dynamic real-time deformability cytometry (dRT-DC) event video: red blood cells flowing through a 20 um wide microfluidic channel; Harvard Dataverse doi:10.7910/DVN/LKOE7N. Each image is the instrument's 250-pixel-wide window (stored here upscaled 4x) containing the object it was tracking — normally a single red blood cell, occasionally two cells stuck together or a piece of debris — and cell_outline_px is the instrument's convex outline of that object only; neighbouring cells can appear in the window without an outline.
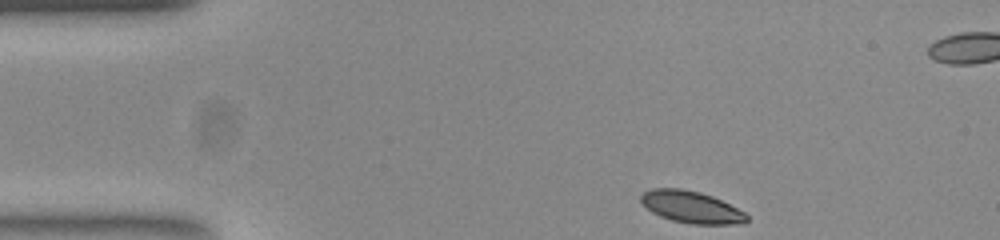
{"species": "common noctule bat (a hibernating species)", "species_latin": "Nyctalus noctula", "temperature_condition": "room temperature", "stored_images_in_passage": 40, "camera_frame_rate_fps": 3000, "um_per_image_px": 0.085, "animal": {"sex": "female", "body_mass_g": 23.0, "forearm_length_mm": 53.4}, "frame": {"image": 1, "passage_image": 1, "time_ms": 0.0, "image_size_px": [1000, 240], "cell_outline_px": [[748, 220], [744, 224], [692, 224], [672, 220], [660, 216], [652, 212], [640, 200], [640, 196], [644, 192], [652, 188], [680, 188], [700, 192], [712, 196], [744, 212], [748, 216]], "centroid_in_image_um": [58.76, 17.6], "position_along_channel_um": 26.2, "area_um2": 19.54}}
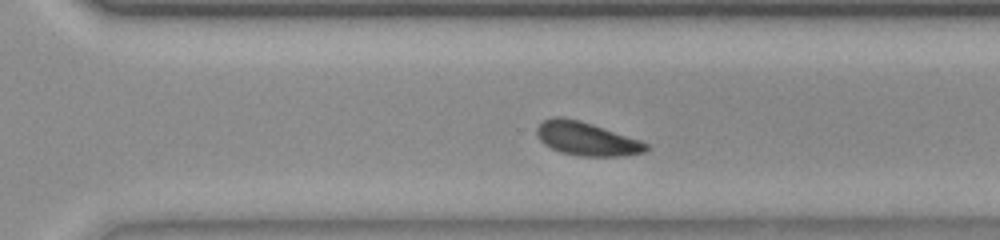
{"frame": {"image": 2, "passage_image": 29, "time_ms": 9.333, "image_size_px": [1000, 240], "cell_outline_px": [[648, 152], [620, 156], [580, 156], [560, 152], [544, 144], [540, 140], [536, 132], [536, 128], [544, 120], [552, 116], [560, 116], [580, 120], [640, 140], [648, 144]], "centroid_in_image_um": [49.85, 11.79], "position_along_channel_um": 320.7, "area_um2": 21.33}}
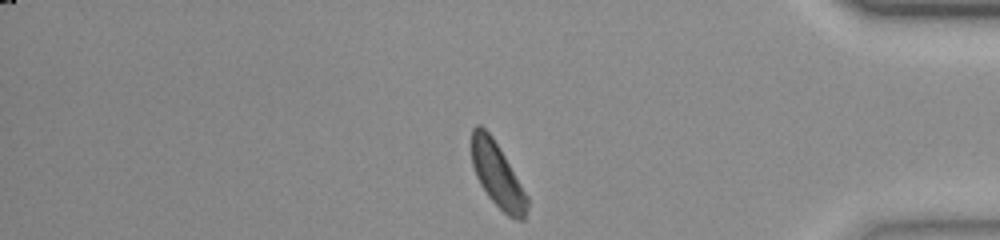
{"frame": {"image": 3, "passage_image": 37, "time_ms": 12.0, "image_size_px": [1000, 240], "cell_outline_px": [[528, 208], [524, 220], [516, 220], [508, 216], [488, 196], [480, 184], [476, 176], [472, 164], [472, 128], [476, 124], [480, 124], [492, 136], [528, 196]], "centroid_in_image_um": [42.28, 14.89], "position_along_channel_um": 392.9, "area_um2": 20.69}, "authors_computed_cell_mechanics": {"area_um2": 21.1259, "velocity_mm_per_s": 3.8384, "shape_relaxation_time_tau1_ms": 7.9424, "shape_relaxation_time_tau2_ms": null, "deformation_change_tau1": 0.179, "deformation_change_tau2": null}}